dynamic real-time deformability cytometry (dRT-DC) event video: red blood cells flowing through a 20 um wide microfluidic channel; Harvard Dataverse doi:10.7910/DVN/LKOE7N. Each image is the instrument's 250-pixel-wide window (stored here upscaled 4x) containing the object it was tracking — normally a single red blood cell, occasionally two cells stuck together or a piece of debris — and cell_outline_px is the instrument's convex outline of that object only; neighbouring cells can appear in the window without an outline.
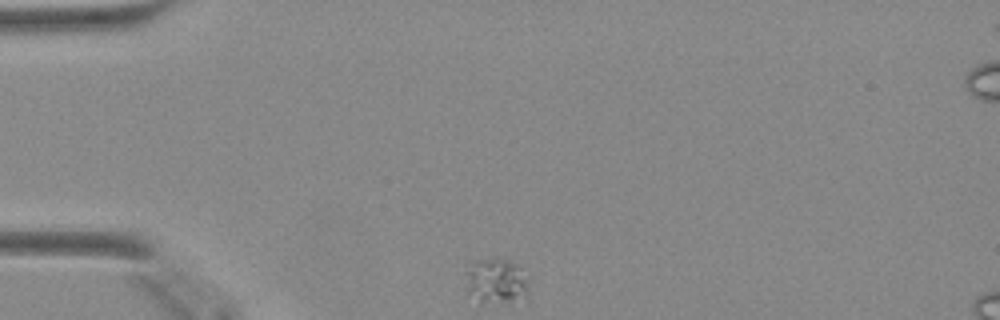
{"species": "Egyptian fruit bat (a non-hibernating species)", "species_latin": "Rousettus aegyptiacus", "temperature_condition": "warm", "stored_images_in_passage": 36, "camera_frame_rate_fps": 3000, "um_per_image_px": 0.085, "animal": {"sex": "female"}, "frame": {"image": 1, "passage_image": 1, "time_ms": 0.0, "image_size_px": [1000, 320], "cell_outline_px": [[528, 292], [508, 300], [480, 304], [464, 292], [464, 272], [468, 260], [496, 256], [520, 264], [528, 284]], "centroid_in_image_um": [41.99, 23.79], "position_along_channel_um": 43.0, "area_um2": 17.51}}
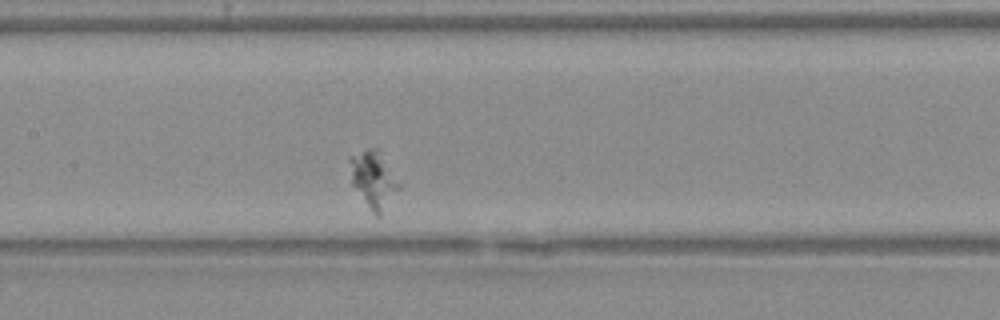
{"frame": {"image": 2, "passage_image": 14, "time_ms": 4.333, "image_size_px": [1000, 320], "cell_outline_px": [[400, 188], [380, 216], [376, 216], [372, 212], [352, 184], [348, 160], [348, 156], [368, 148], [380, 148], [400, 184]], "centroid_in_image_um": [31.74, 15.2], "position_along_channel_um": 175.7, "area_um2": 16.42}}
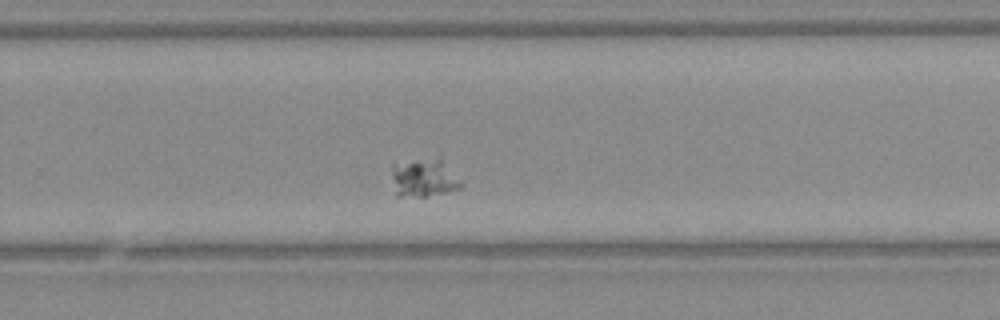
{"frame": {"image": 3, "passage_image": 23, "time_ms": 7.333, "image_size_px": [1000, 320], "cell_outline_px": [[464, 184], [460, 188], [444, 192], [424, 196], [396, 196], [392, 176], [392, 164], [440, 156]], "centroid_in_image_um": [36.05, 15.1], "position_along_channel_um": 293.8, "area_um2": 15.43}}